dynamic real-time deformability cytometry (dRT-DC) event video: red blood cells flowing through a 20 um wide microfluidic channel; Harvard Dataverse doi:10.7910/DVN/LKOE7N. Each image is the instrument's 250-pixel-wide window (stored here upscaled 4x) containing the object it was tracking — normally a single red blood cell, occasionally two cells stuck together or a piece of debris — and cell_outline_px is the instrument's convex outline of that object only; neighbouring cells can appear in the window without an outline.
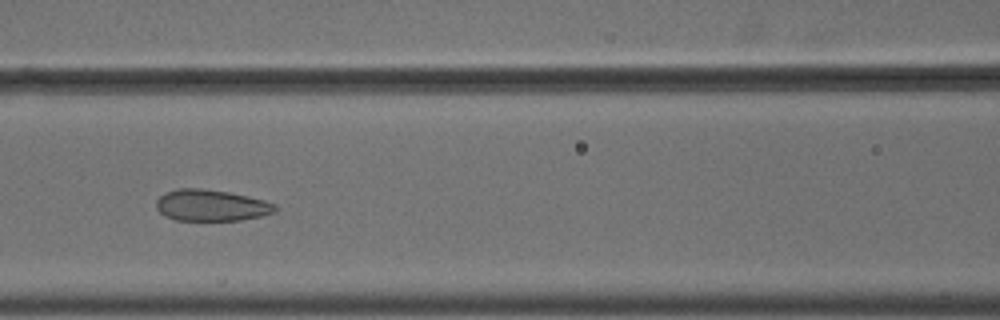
{"species": "common noctule bat (a hibernating species)", "species_latin": "Nyctalus noctula", "temperature_condition": "cold", "stored_images_in_passage": 55, "camera_frame_rate_fps": 3000, "um_per_image_px": 0.085, "animal": {"sex": "male", "body_mass_g": 18.8}, "frame": {"image": 1, "passage_image": 25, "time_ms": 8.0, "image_size_px": [1000, 320], "cell_outline_px": [[280, 208], [276, 212], [260, 216], [240, 220], [176, 220], [164, 216], [156, 208], [156, 200], [164, 192], [176, 188], [204, 188], [228, 192], [248, 196], [264, 200], [276, 204]], "centroid_in_image_um": [17.95, 17.44], "position_along_channel_um": 148.6, "area_um2": 22.02}}
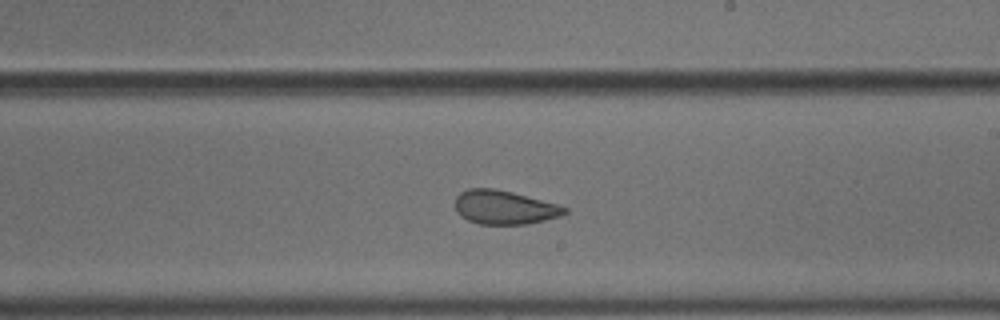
{"frame": {"image": 2, "passage_image": 33, "time_ms": 10.667, "image_size_px": [1000, 320], "cell_outline_px": [[568, 212], [560, 216], [528, 224], [480, 224], [468, 220], [460, 216], [456, 212], [456, 196], [460, 192], [468, 188], [496, 188], [560, 204], [568, 208]], "centroid_in_image_um": [42.88, 17.62], "position_along_channel_um": 246.1, "area_um2": 21.79}}
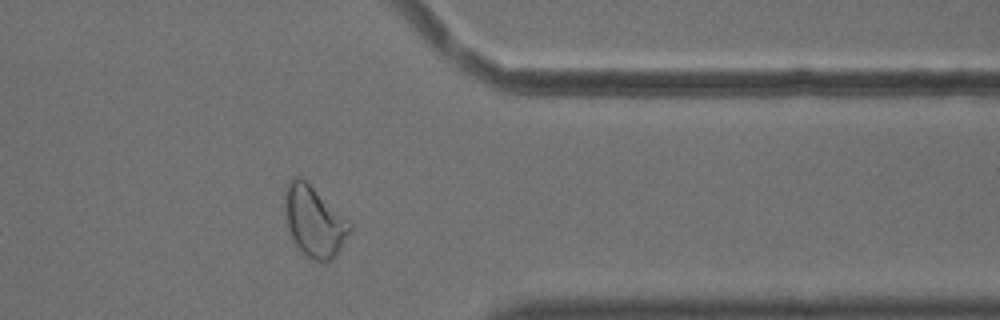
{"frame": {"image": 3, "passage_image": 45, "time_ms": 14.667, "image_size_px": [1000, 320], "cell_outline_px": [[352, 228], [340, 248], [332, 260], [324, 264], [308, 256], [296, 244], [288, 228], [284, 208], [284, 192], [288, 180], [296, 176], [304, 180], [348, 220], [352, 224]], "centroid_in_image_um": [26.69, 18.82], "position_along_channel_um": 384.7, "area_um2": 26.18}, "authors_computed_cell_mechanics": {"area_um2": 26.299, "velocity_mm_per_s": 3.6554, "shape_relaxation_time_tau1_ms": null, "shape_relaxation_time_tau2_ms": 1.3864, "deformation_change_tau1": null, "deformation_change_tau2": 0.0641}}